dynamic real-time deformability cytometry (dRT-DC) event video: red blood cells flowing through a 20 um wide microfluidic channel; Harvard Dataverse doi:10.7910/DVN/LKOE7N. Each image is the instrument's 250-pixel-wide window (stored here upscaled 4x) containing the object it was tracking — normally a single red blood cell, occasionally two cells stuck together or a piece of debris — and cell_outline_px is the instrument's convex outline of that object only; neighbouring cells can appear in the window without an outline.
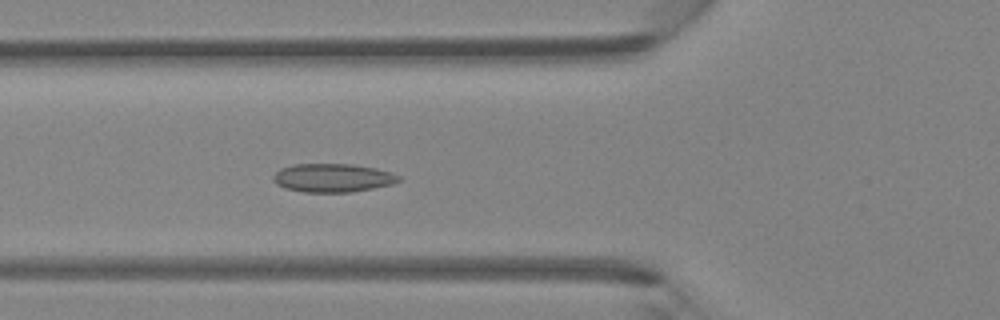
{"species": "Egyptian fruit bat (a non-hibernating species)", "species_latin": "Rousettus aegyptiacus", "temperature_condition": "room temperature", "stored_images_in_passage": 38, "camera_frame_rate_fps": 3000, "um_per_image_px": 0.085, "animal": {"sex": "female"}, "frame": {"image": 1, "passage_image": 9, "time_ms": 2.667, "image_size_px": [1000, 320], "cell_outline_px": [[400, 180], [392, 184], [352, 192], [304, 192], [284, 188], [276, 184], [272, 180], [272, 176], [280, 168], [292, 164], [352, 164], [376, 168], [392, 172], [400, 176]], "centroid_in_image_um": [28.25, 15.11], "position_along_channel_um": 97.5, "area_um2": 20.98}}
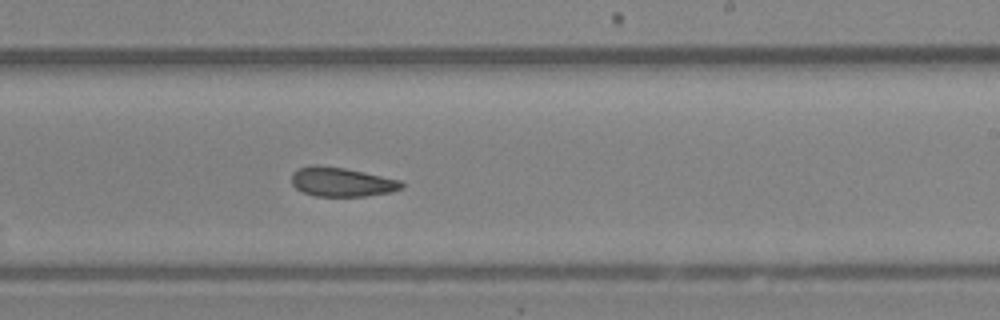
{"frame": {"image": 2, "passage_image": 20, "time_ms": 6.333, "image_size_px": [1000, 320], "cell_outline_px": [[404, 188], [392, 192], [364, 196], [316, 196], [304, 192], [296, 188], [292, 184], [292, 172], [300, 168], [312, 164], [316, 164], [344, 168], [364, 172], [400, 180], [404, 184]], "centroid_in_image_um": [29.05, 15.46], "position_along_channel_um": 259.9, "area_um2": 18.73}}
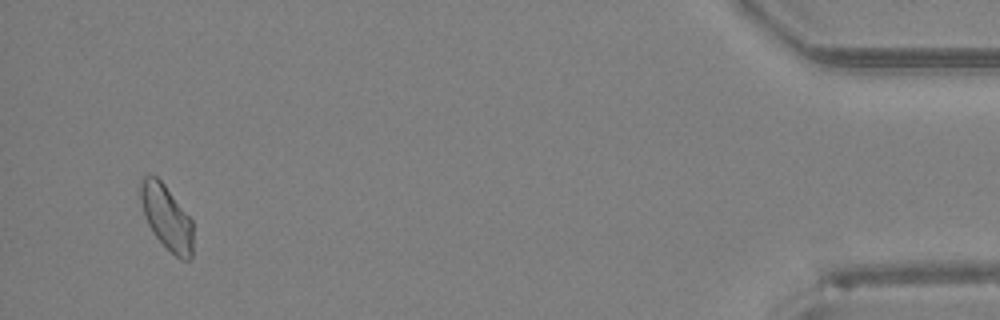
{"frame": {"image": 3, "passage_image": 36, "time_ms": 11.667, "image_size_px": [1000, 320], "cell_outline_px": [[192, 256], [188, 260], [180, 260], [152, 232], [144, 216], [140, 200], [140, 184], [144, 176], [156, 176], [164, 184], [192, 220]], "centroid_in_image_um": [14.15, 18.47], "position_along_channel_um": 421.0, "area_um2": 19.48}}